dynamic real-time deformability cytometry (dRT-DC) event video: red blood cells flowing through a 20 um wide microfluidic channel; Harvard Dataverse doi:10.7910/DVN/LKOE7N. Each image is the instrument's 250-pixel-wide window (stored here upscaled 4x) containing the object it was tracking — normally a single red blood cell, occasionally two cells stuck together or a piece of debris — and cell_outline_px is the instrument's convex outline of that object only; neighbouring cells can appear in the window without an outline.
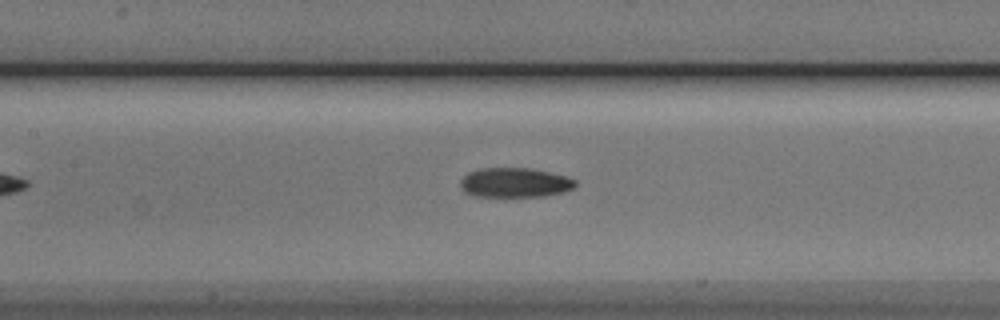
{"species": "Egyptian fruit bat (a non-hibernating species)", "species_latin": "Rousettus aegyptiacus", "temperature_condition": "cold", "stored_images_in_passage": 33, "camera_frame_rate_fps": 3000, "um_per_image_px": 0.085, "animal": {"sex": "male"}, "frame": {"image": 1, "passage_image": 8, "time_ms": 2.333, "image_size_px": [1000, 320], "cell_outline_px": [[576, 184], [572, 188], [564, 192], [544, 196], [472, 196], [464, 192], [460, 184], [460, 180], [468, 172], [480, 168], [532, 168], [564, 176], [576, 180]], "centroid_in_image_um": [43.72, 15.52], "position_along_channel_um": 163.7, "area_um2": 19.77}}
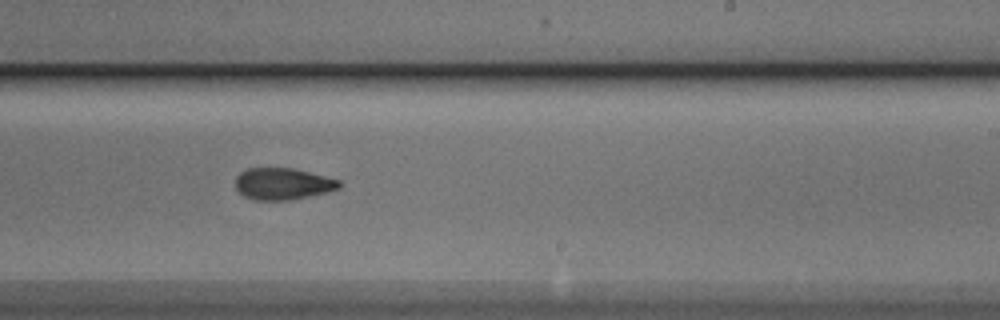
{"frame": {"image": 2, "passage_image": 16, "time_ms": 5.0, "image_size_px": [1000, 320], "cell_outline_px": [[340, 188], [292, 200], [252, 200], [244, 196], [236, 188], [236, 176], [240, 172], [248, 168], [292, 168], [340, 180]], "centroid_in_image_um": [23.99, 15.63], "position_along_channel_um": 265.0, "area_um2": 19.02}}
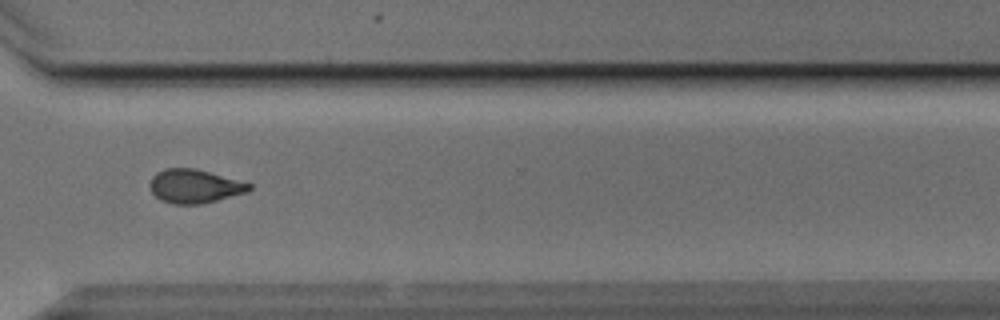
{"frame": {"image": 3, "passage_image": 23, "time_ms": 7.333, "image_size_px": [1000, 320], "cell_outline_px": [[252, 188], [248, 192], [200, 204], [172, 204], [160, 200], [152, 192], [148, 184], [152, 176], [156, 172], [164, 168], [196, 168], [252, 184]], "centroid_in_image_um": [16.5, 15.82], "position_along_channel_um": 354.1, "area_um2": 19.59}}